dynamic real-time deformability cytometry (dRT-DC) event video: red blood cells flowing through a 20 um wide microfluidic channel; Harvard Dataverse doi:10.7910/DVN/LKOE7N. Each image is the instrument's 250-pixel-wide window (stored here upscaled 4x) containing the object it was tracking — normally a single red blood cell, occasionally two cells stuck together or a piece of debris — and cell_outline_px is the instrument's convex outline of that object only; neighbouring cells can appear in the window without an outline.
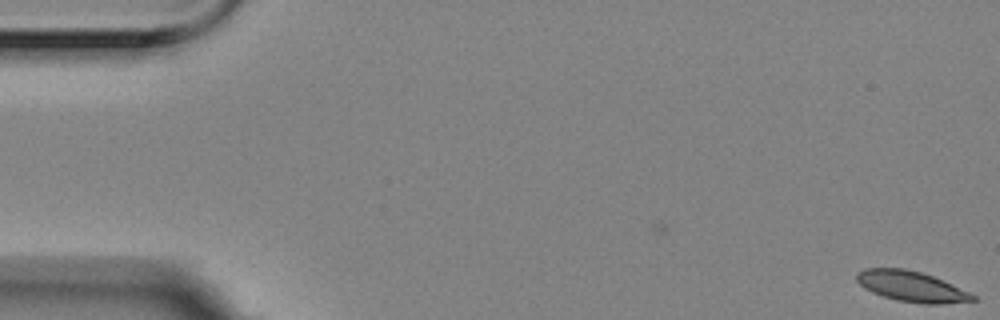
{"species": "Egyptian fruit bat (a non-hibernating species)", "species_latin": "Rousettus aegyptiacus", "temperature_condition": "room temperature", "stored_images_in_passage": 14, "camera_frame_rate_fps": 3000, "um_per_image_px": 0.085, "animal": {"sex": "female"}, "frame": {"image": 1, "passage_image": 1, "time_ms": 0.0, "image_size_px": [1000, 320], "cell_outline_px": [[976, 300], [940, 304], [924, 304], [896, 300], [872, 292], [864, 288], [856, 280], [856, 272], [864, 268], [904, 268], [920, 272], [932, 276], [968, 292], [976, 296]], "centroid_in_image_um": [77.42, 24.34], "position_along_channel_um": 7.6, "area_um2": 20.4}}